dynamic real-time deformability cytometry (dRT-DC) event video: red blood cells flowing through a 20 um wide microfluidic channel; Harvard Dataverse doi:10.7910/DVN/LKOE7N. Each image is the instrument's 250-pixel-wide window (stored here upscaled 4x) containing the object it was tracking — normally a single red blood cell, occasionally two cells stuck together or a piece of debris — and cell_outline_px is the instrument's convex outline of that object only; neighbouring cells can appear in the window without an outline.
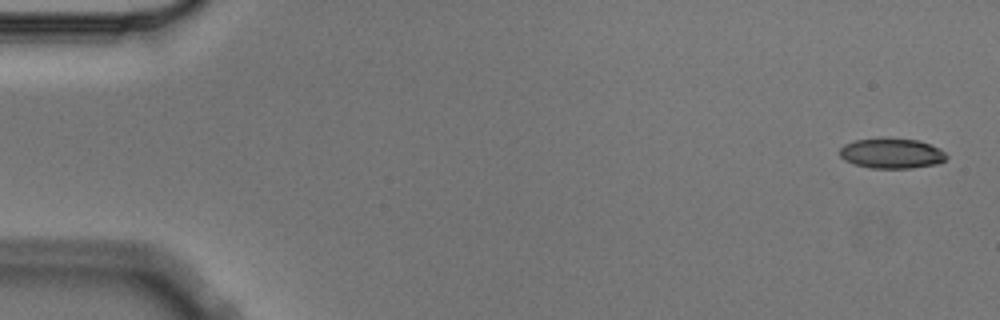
{"species": "Egyptian fruit bat (a non-hibernating species)", "species_latin": "Rousettus aegyptiacus", "temperature_condition": "cold", "stored_images_in_passage": 6, "segment_of_instrument_passage": [1, 2], "camera_frame_rate_fps": 3000, "um_per_image_px": 0.085, "animal": {"sex": "male"}, "frame": {"image": 1, "passage_image": 1, "time_ms": 0.0, "image_size_px": [1000, 320], "cell_outline_px": [[948, 156], [944, 160], [936, 164], [912, 168], [872, 168], [856, 164], [844, 160], [840, 156], [840, 148], [844, 144], [856, 140], [920, 140], [940, 148]], "centroid_in_image_um": [75.81, 13.06], "position_along_channel_um": 9.2, "area_um2": 18.21}}
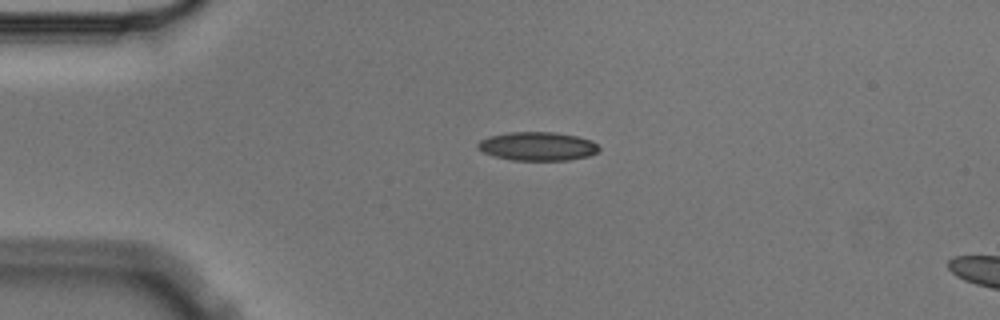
{"frame": {"image": 2, "passage_image": 4, "time_ms": 1.0, "image_size_px": [1000, 320], "cell_outline_px": [[600, 148], [596, 152], [588, 156], [568, 160], [512, 160], [492, 156], [476, 148], [476, 144], [480, 140], [488, 136], [508, 132], [552, 132], [576, 136], [592, 140]], "centroid_in_image_um": [45.64, 12.43], "position_along_channel_um": 39.4, "area_um2": 20.29}}